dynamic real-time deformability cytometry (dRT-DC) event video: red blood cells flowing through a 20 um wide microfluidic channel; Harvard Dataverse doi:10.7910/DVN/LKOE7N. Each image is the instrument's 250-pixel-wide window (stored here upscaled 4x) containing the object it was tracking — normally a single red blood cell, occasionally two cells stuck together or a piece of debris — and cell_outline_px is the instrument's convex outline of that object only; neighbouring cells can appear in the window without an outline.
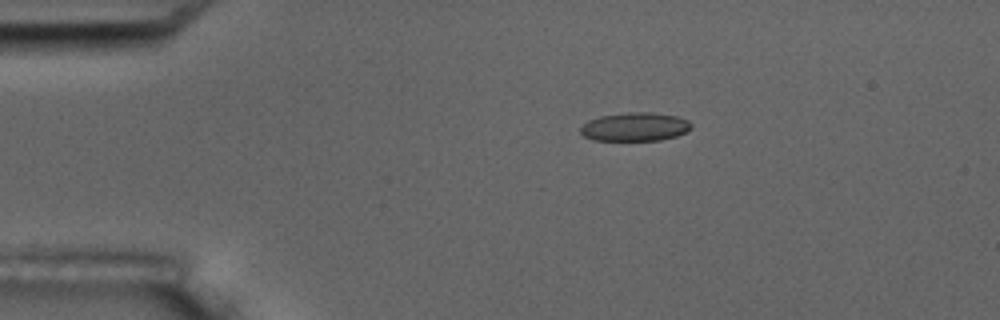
{"species": "common noctule bat (a hibernating species)", "species_latin": "Nyctalus noctula", "temperature_condition": "room temperature", "stored_images_in_passage": 2, "camera_frame_rate_fps": 3000, "um_per_image_px": 0.085, "animal": {"sex": "male", "body_mass_g": 17.5, "forearm_length_mm": 52.3}, "frame": {"image": 1, "passage_image": 1, "time_ms": 0.0, "image_size_px": [1000, 320], "cell_outline_px": [[692, 128], [676, 136], [660, 140], [592, 140], [584, 136], [580, 132], [580, 128], [588, 120], [600, 116], [628, 112], [652, 112], [676, 116], [688, 120], [692, 124]], "centroid_in_image_um": [53.97, 10.77], "position_along_channel_um": 31.0, "area_um2": 18.44}}